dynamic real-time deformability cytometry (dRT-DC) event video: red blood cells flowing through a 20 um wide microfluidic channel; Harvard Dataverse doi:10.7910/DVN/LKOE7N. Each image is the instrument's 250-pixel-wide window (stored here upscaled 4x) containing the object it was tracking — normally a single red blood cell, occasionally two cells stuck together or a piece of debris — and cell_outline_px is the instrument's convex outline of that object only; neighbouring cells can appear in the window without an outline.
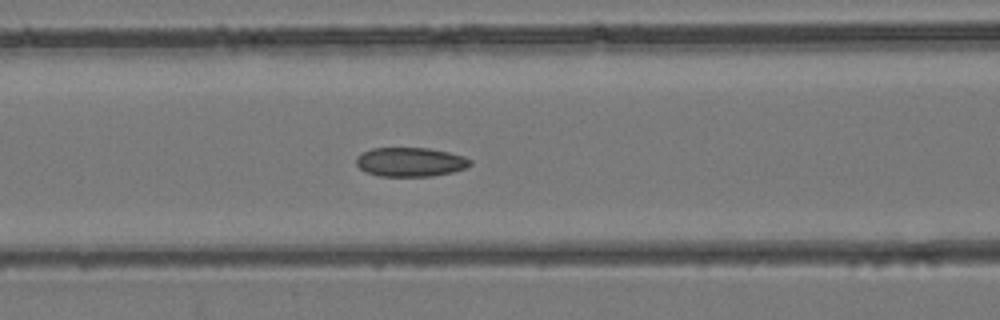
{"species": "common noctule bat (a hibernating species)", "species_latin": "Nyctalus noctula", "temperature_condition": "room temperature", "stored_images_in_passage": 43, "camera_frame_rate_fps": 3000, "um_per_image_px": 0.085, "animal": {"sex": "female", "body_mass_g": 24.6, "forearm_length_mm": 56.2}, "frame": {"image": 1, "passage_image": 18, "time_ms": 5.667, "image_size_px": [1000, 320], "cell_outline_px": [[472, 164], [464, 168], [452, 172], [432, 176], [380, 176], [368, 172], [360, 168], [356, 164], [356, 156], [360, 152], [372, 148], [428, 148], [448, 152], [464, 156], [472, 160]], "centroid_in_image_um": [34.87, 13.76], "position_along_channel_um": 131.7, "area_um2": 19.36}}
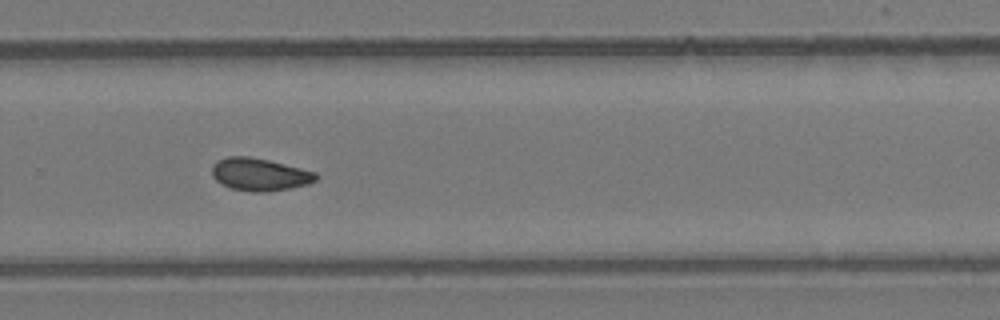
{"frame": {"image": 2, "passage_image": 29, "time_ms": 9.333, "image_size_px": [1000, 320], "cell_outline_px": [[316, 180], [308, 184], [292, 188], [268, 192], [248, 192], [232, 188], [220, 184], [212, 176], [212, 164], [216, 160], [228, 156], [248, 156], [268, 160], [316, 172]], "centroid_in_image_um": [22.02, 14.83], "position_along_channel_um": 307.8, "area_um2": 19.88}}
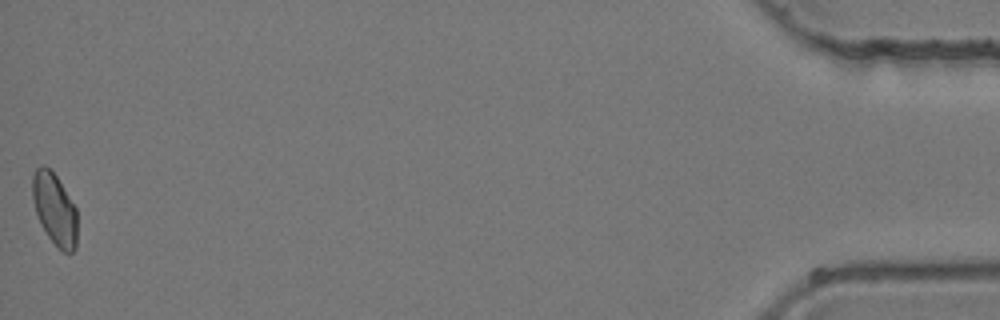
{"frame": {"image": 3, "passage_image": 43, "time_ms": 14.0, "image_size_px": [1000, 320], "cell_outline_px": [[76, 248], [72, 252], [64, 252], [48, 236], [40, 224], [36, 212], [32, 196], [32, 176], [36, 168], [44, 164], [56, 176], [76, 208]], "centroid_in_image_um": [4.62, 17.76], "position_along_channel_um": 430.6, "area_um2": 18.44}}